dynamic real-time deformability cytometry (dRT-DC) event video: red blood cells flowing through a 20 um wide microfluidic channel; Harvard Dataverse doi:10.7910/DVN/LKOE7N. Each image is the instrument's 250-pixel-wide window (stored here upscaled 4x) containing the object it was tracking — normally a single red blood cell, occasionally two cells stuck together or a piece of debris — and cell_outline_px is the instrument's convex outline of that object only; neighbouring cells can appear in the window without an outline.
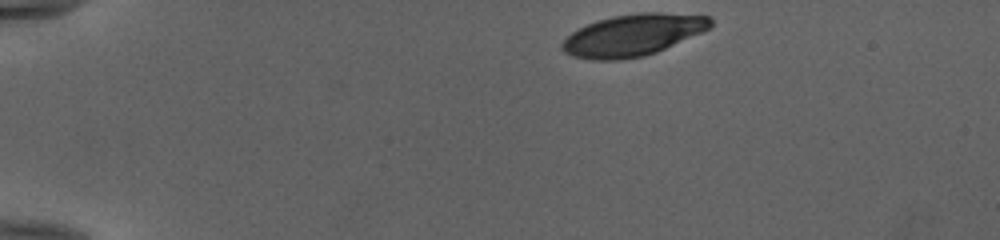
{"species": "human", "species_latin": "Homo sapiens", "temperature_condition": "cold", "stored_images_in_passage": 43, "camera_frame_rate_fps": 3000, "um_per_image_px": 0.085, "donor": {"sex": "female"}, "frame": {"image": 1, "passage_image": 1, "time_ms": 0.0, "image_size_px": [1000, 240], "cell_outline_px": [[712, 28], [656, 52], [644, 56], [620, 60], [592, 60], [572, 56], [564, 52], [560, 48], [560, 44], [572, 32], [596, 20], [612, 16], [640, 12], [660, 12], [708, 16], [712, 20]], "centroid_in_image_um": [53.79, 2.98], "position_along_channel_um": 31.2, "area_um2": 36.18}}
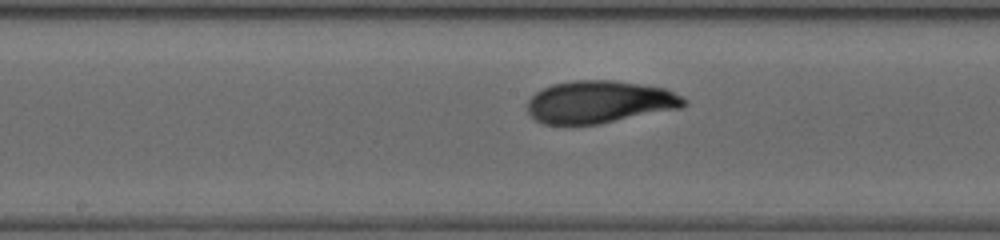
{"frame": {"image": 2, "passage_image": 20, "time_ms": 6.333, "image_size_px": [1000, 240], "cell_outline_px": [[688, 104], [680, 108], [600, 124], [544, 124], [536, 120], [528, 112], [528, 100], [536, 92], [552, 84], [572, 80], [612, 80], [640, 84], [664, 88], [688, 100]], "centroid_in_image_um": [50.96, 8.66], "position_along_channel_um": 197.2, "area_um2": 38.61}}
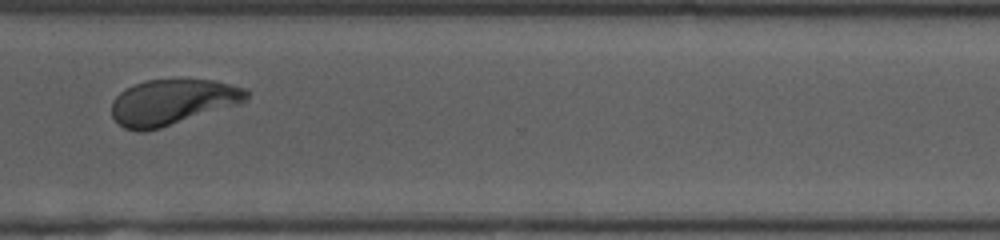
{"frame": {"image": 3, "passage_image": 32, "time_ms": 10.333, "image_size_px": [1000, 240], "cell_outline_px": [[248, 100], [240, 104], [160, 128], [144, 132], [136, 132], [124, 128], [112, 116], [112, 100], [124, 88], [144, 80], [176, 76], [216, 80], [248, 88]], "centroid_in_image_um": [14.69, 8.62], "position_along_channel_um": 355.9, "area_um2": 37.17}, "authors_computed_cell_mechanics": {"area_um2": 37.281, "velocity_mm_per_s": 3.9694, "shape_relaxation_time_tau1_ms": 4.8926, "shape_relaxation_time_tau2_ms": 0.979, "deformation_change_tau1": 0.1889, "deformation_change_tau2": 0.0588}}